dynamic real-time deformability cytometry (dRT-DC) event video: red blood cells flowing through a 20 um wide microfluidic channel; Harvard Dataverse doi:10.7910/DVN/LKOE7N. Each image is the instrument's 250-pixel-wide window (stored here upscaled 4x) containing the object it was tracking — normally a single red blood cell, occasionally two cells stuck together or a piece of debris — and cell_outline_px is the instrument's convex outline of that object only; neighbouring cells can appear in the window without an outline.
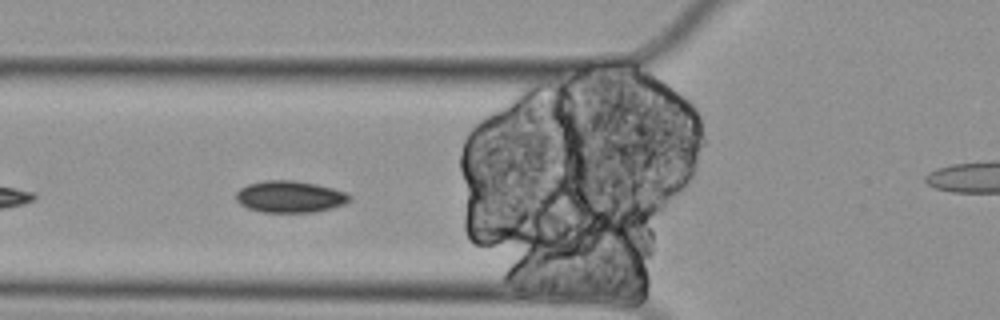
{"species": "Egyptian fruit bat (a non-hibernating species)", "species_latin": "Rousettus aegyptiacus", "temperature_condition": "cold", "stored_images_in_passage": 14, "camera_frame_rate_fps": 3000, "um_per_image_px": 0.085, "animal": {"sex": "female"}, "frame": {"image": 1, "passage_image": 3, "time_ms": 0.667, "image_size_px": [1000, 320], "cell_outline_px": [[352, 196], [344, 204], [332, 208], [312, 212], [264, 212], [248, 208], [240, 204], [236, 200], [236, 192], [240, 188], [248, 184], [264, 180], [296, 180], [316, 184], [332, 188], [344, 192]], "centroid_in_image_um": [24.62, 16.71], "position_along_channel_um": 101.2, "area_um2": 20.92}}
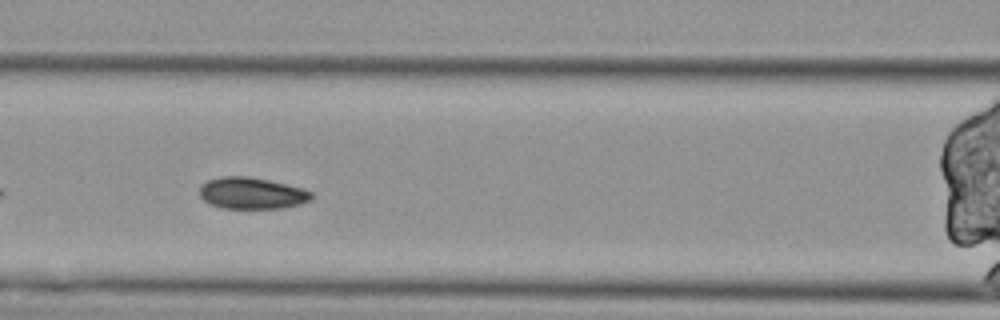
{"frame": {"image": 2, "passage_image": 7, "time_ms": 2.0, "image_size_px": [1000, 320], "cell_outline_px": [[312, 196], [308, 200], [300, 204], [280, 208], [224, 208], [212, 204], [204, 200], [200, 196], [200, 184], [208, 180], [220, 176], [248, 176], [268, 180], [300, 188], [312, 192]], "centroid_in_image_um": [21.35, 16.41], "position_along_channel_um": 145.2, "area_um2": 20.29}}
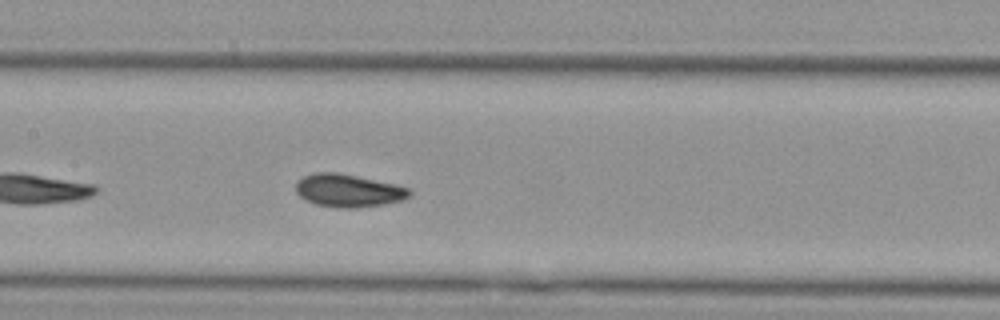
{"frame": {"image": 3, "passage_image": 10, "time_ms": 3.0, "image_size_px": [1000, 320], "cell_outline_px": [[412, 192], [404, 200], [384, 204], [352, 208], [336, 208], [316, 204], [304, 200], [296, 192], [296, 180], [312, 172], [336, 172], [396, 184], [408, 188]], "centroid_in_image_um": [29.57, 16.2], "position_along_channel_um": 177.8, "area_um2": 21.85}}